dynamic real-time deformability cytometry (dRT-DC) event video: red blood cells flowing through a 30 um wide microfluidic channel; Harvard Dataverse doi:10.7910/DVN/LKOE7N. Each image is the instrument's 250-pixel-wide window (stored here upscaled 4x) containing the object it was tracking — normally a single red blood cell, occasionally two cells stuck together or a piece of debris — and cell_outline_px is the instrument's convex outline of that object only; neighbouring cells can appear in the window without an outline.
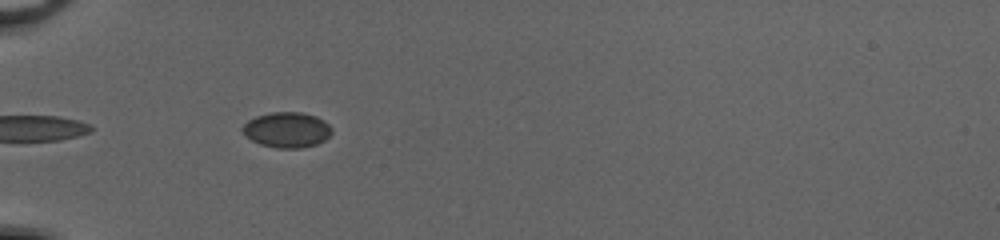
{"species": "common noctule bat (a hibernating species)", "species_latin": "Nyctalus noctula", "temperature_condition": "cold", "stored_images_in_passage": 8, "camera_frame_rate_fps": 3000, "um_per_image_px": 0.085, "animal": {"sex": "female", "body_mass_g": 20.0, "forearm_length_mm": 54.0}, "frame": {"image": 1, "passage_image": 2, "time_ms": 0.333, "image_size_px": [1000, 240], "cell_outline_px": [[332, 132], [324, 140], [316, 144], [300, 148], [276, 148], [260, 144], [252, 140], [240, 128], [248, 120], [256, 116], [272, 112], [300, 112], [316, 116], [324, 120], [332, 128]], "centroid_in_image_um": [24.39, 11.03], "position_along_channel_um": 60.6, "area_um2": 18.32}}